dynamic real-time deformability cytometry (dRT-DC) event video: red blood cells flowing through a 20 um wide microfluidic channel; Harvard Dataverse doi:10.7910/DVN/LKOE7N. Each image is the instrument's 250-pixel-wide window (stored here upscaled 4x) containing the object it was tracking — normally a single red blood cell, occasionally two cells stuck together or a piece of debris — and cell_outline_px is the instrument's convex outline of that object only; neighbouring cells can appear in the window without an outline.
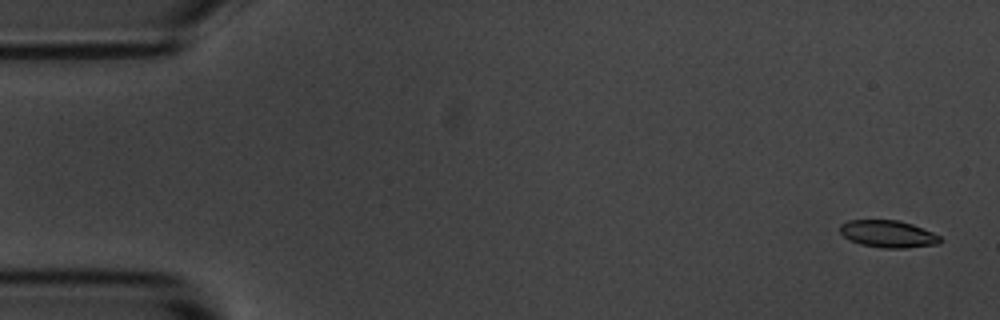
{"species": "common noctule bat (a hibernating species)", "species_latin": "Nyctalus noctula", "temperature_condition": "room temperature", "stored_images_in_passage": 5, "camera_frame_rate_fps": 3000, "um_per_image_px": 0.085, "animal": {"sex": "male", "body_mass_g": 20.1, "forearm_length_mm": 53.5}, "frame": {"image": 1, "passage_image": 1, "time_ms": 0.0, "image_size_px": [1000, 320], "cell_outline_px": [[944, 240], [940, 244], [904, 248], [880, 248], [860, 244], [844, 236], [840, 232], [840, 224], [848, 220], [896, 220], [912, 224], [932, 232], [940, 236]], "centroid_in_image_um": [75.51, 19.89], "position_along_channel_um": 9.5, "area_um2": 15.9}}
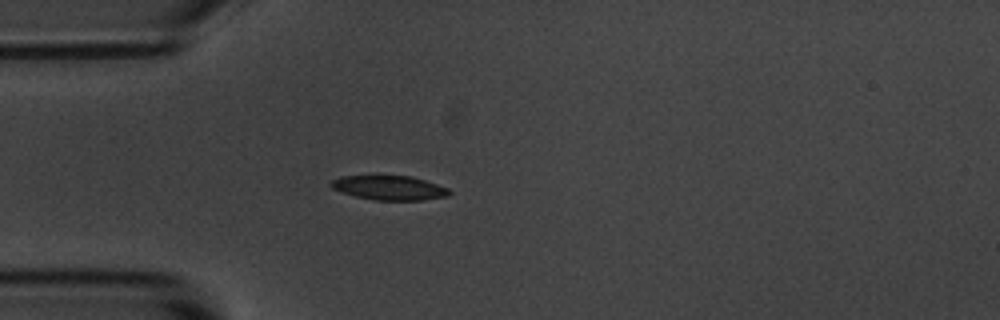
{"frame": {"image": 2, "passage_image": 5, "time_ms": 4.333, "image_size_px": [1000, 320], "cell_outline_px": [[452, 192], [448, 196], [424, 200], [376, 200], [356, 196], [332, 188], [328, 184], [332, 180], [340, 176], [412, 176], [448, 188]], "centroid_in_image_um": [33.11, 15.96], "position_along_channel_um": 51.9, "area_um2": 16.65}}